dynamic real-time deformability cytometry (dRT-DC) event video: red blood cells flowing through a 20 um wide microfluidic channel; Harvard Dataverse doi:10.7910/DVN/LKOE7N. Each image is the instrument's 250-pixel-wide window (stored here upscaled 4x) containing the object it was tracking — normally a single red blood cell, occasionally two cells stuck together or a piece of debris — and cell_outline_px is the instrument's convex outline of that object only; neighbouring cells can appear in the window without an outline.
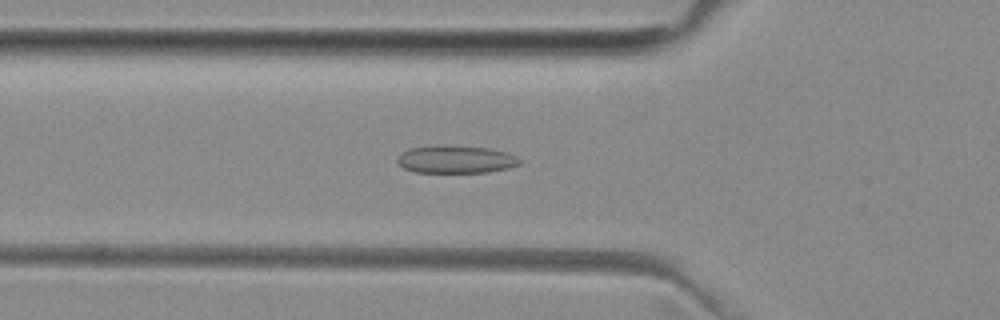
{"species": "common noctule bat (a hibernating species)", "species_latin": "Nyctalus noctula", "temperature_condition": "room temperature", "stored_images_in_passage": 51, "camera_frame_rate_fps": 3000, "um_per_image_px": 0.085, "animal": {"sex": "female", "body_mass_g": 29.2, "forearm_length_mm": 56.3}, "frame": {"image": 1, "passage_image": 17, "time_ms": 5.333, "image_size_px": [1000, 320], "cell_outline_px": [[520, 164], [508, 168], [488, 172], [416, 172], [404, 168], [396, 160], [400, 152], [412, 148], [436, 144], [444, 144], [488, 148], [504, 152], [516, 156], [520, 160]], "centroid_in_image_um": [38.71, 13.53], "position_along_channel_um": 87.1, "area_um2": 19.83}}
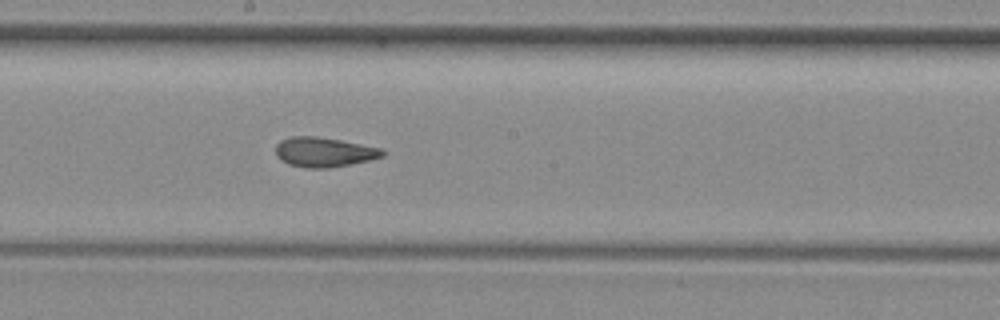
{"frame": {"image": 2, "passage_image": 27, "time_ms": 8.667, "image_size_px": [1000, 320], "cell_outline_px": [[384, 156], [368, 160], [328, 168], [304, 168], [288, 164], [280, 160], [276, 156], [276, 144], [280, 140], [292, 136], [316, 136], [340, 140], [380, 148], [384, 152]], "centroid_in_image_um": [27.47, 12.93], "position_along_channel_um": 220.7, "area_um2": 18.38}}
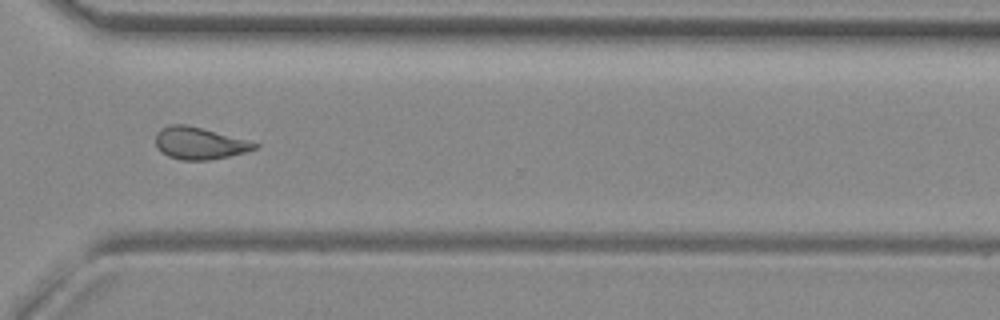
{"frame": {"image": 3, "passage_image": 37, "time_ms": 12.0, "image_size_px": [1000, 320], "cell_outline_px": [[260, 144], [256, 148], [244, 152], [228, 156], [208, 160], [180, 160], [168, 156], [160, 152], [156, 144], [156, 132], [160, 128], [172, 124], [188, 124], [252, 140]], "centroid_in_image_um": [16.96, 12.15], "position_along_channel_um": 353.6, "area_um2": 18.84}, "authors_computed_cell_mechanics": {"area_um2": 19.074, "velocity_mm_per_s": 3.9971, "shape_relaxation_time_tau1_ms": null, "shape_relaxation_time_tau2_ms": 2.4613, "deformation_change_tau1": null, "deformation_change_tau2": 0.1027}}